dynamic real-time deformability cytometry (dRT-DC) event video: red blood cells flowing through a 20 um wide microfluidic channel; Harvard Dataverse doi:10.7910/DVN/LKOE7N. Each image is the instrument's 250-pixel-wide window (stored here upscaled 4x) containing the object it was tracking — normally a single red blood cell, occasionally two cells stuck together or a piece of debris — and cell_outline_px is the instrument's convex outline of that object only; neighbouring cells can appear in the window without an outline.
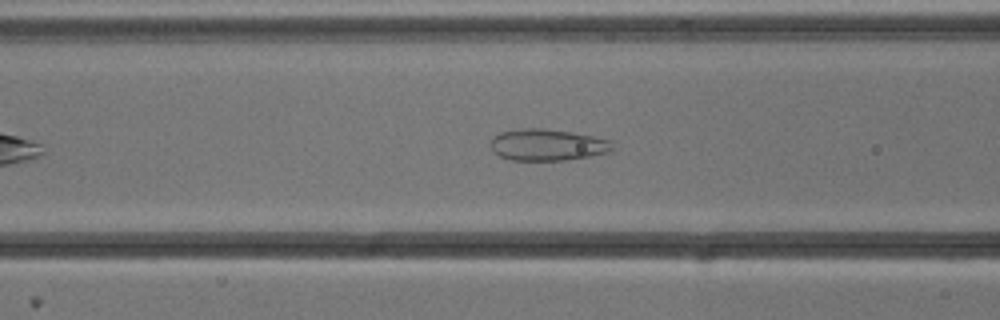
{"species": "common noctule bat (a hibernating species)", "species_latin": "Nyctalus noctula", "temperature_condition": "cold", "stored_images_in_passage": 44, "camera_frame_rate_fps": 3000, "um_per_image_px": 0.085, "animal": {"sex": "male", "body_mass_g": 13.3}, "frame": {"image": 1, "passage_image": 12, "time_ms": 3.667, "image_size_px": [1000, 320], "cell_outline_px": [[612, 152], [568, 160], [512, 160], [500, 156], [492, 152], [488, 144], [500, 132], [524, 128], [544, 128], [572, 132], [592, 136], [608, 140], [612, 148]], "centroid_in_image_um": [46.49, 12.32], "position_along_channel_um": 120.1, "area_um2": 22.43}}
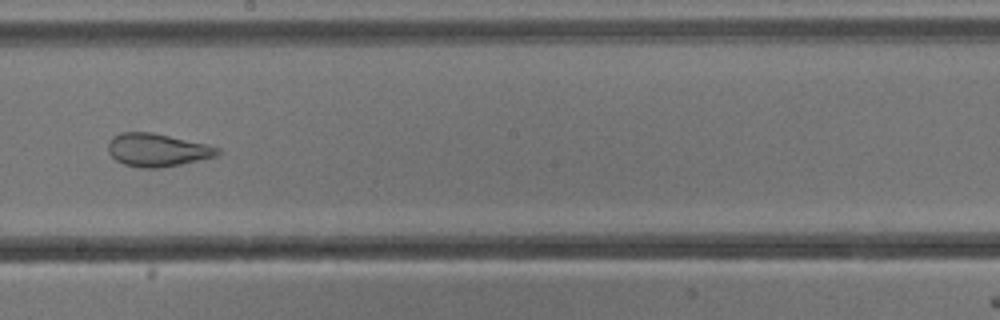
{"frame": {"image": 2, "passage_image": 21, "time_ms": 6.667, "image_size_px": [1000, 320], "cell_outline_px": [[220, 152], [216, 156], [180, 164], [160, 168], [140, 168], [124, 164], [116, 160], [108, 152], [108, 144], [112, 136], [120, 132], [152, 132], [208, 144], [220, 148]], "centroid_in_image_um": [13.35, 12.74], "position_along_channel_um": 234.8, "area_um2": 21.1}}
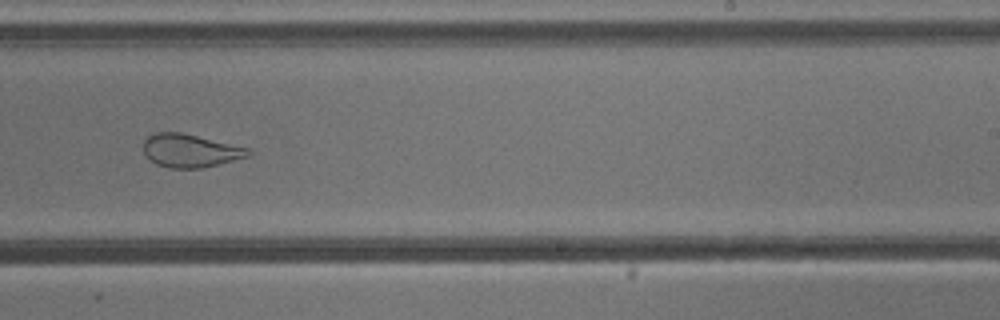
{"frame": {"image": 3, "passage_image": 24, "time_ms": 7.667, "image_size_px": [1000, 320], "cell_outline_px": [[252, 156], [204, 168], [168, 168], [156, 164], [148, 160], [144, 156], [144, 140], [148, 136], [156, 132], [180, 132], [248, 148], [252, 152]], "centroid_in_image_um": [16.16, 12.82], "position_along_channel_um": 272.8, "area_um2": 20.46}, "authors_computed_cell_mechanics": {"area_um2": 28.0041, "velocity_mm_per_s": 3.8323, "shape_relaxation_time_tau1_ms": null, "shape_relaxation_time_tau2_ms": 1.3007, "deformation_change_tau1": null, "deformation_change_tau2": 0.0836}}